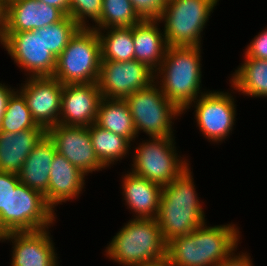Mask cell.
Masks as SVG:
<instances>
[{"instance_id": "cell-1", "label": "cell", "mask_w": 267, "mask_h": 266, "mask_svg": "<svg viewBox=\"0 0 267 266\" xmlns=\"http://www.w3.org/2000/svg\"><path fill=\"white\" fill-rule=\"evenodd\" d=\"M206 223L167 243L166 258L173 266H217L237 250L241 232L235 224Z\"/></svg>"}, {"instance_id": "cell-2", "label": "cell", "mask_w": 267, "mask_h": 266, "mask_svg": "<svg viewBox=\"0 0 267 266\" xmlns=\"http://www.w3.org/2000/svg\"><path fill=\"white\" fill-rule=\"evenodd\" d=\"M191 167L170 184L162 186L157 221L166 243L190 234L206 222L203 203L194 185Z\"/></svg>"}, {"instance_id": "cell-3", "label": "cell", "mask_w": 267, "mask_h": 266, "mask_svg": "<svg viewBox=\"0 0 267 266\" xmlns=\"http://www.w3.org/2000/svg\"><path fill=\"white\" fill-rule=\"evenodd\" d=\"M201 47L168 46L160 67L155 71V82L181 112L206 92L201 91Z\"/></svg>"}, {"instance_id": "cell-4", "label": "cell", "mask_w": 267, "mask_h": 266, "mask_svg": "<svg viewBox=\"0 0 267 266\" xmlns=\"http://www.w3.org/2000/svg\"><path fill=\"white\" fill-rule=\"evenodd\" d=\"M164 241L157 219L132 218L113 236L106 256L123 266H141L166 257Z\"/></svg>"}, {"instance_id": "cell-5", "label": "cell", "mask_w": 267, "mask_h": 266, "mask_svg": "<svg viewBox=\"0 0 267 266\" xmlns=\"http://www.w3.org/2000/svg\"><path fill=\"white\" fill-rule=\"evenodd\" d=\"M219 0H167L159 18L170 47L202 46V31Z\"/></svg>"}, {"instance_id": "cell-6", "label": "cell", "mask_w": 267, "mask_h": 266, "mask_svg": "<svg viewBox=\"0 0 267 266\" xmlns=\"http://www.w3.org/2000/svg\"><path fill=\"white\" fill-rule=\"evenodd\" d=\"M101 44L92 28H80L57 57L55 77L63 85L87 84L98 81Z\"/></svg>"}, {"instance_id": "cell-7", "label": "cell", "mask_w": 267, "mask_h": 266, "mask_svg": "<svg viewBox=\"0 0 267 266\" xmlns=\"http://www.w3.org/2000/svg\"><path fill=\"white\" fill-rule=\"evenodd\" d=\"M130 109L136 134L144 132L149 138L174 137L172 121L183 114L154 81L124 99Z\"/></svg>"}, {"instance_id": "cell-8", "label": "cell", "mask_w": 267, "mask_h": 266, "mask_svg": "<svg viewBox=\"0 0 267 266\" xmlns=\"http://www.w3.org/2000/svg\"><path fill=\"white\" fill-rule=\"evenodd\" d=\"M174 140V137H150L140 142L134 148L130 171L161 186L170 184L189 167V161L178 155Z\"/></svg>"}, {"instance_id": "cell-9", "label": "cell", "mask_w": 267, "mask_h": 266, "mask_svg": "<svg viewBox=\"0 0 267 266\" xmlns=\"http://www.w3.org/2000/svg\"><path fill=\"white\" fill-rule=\"evenodd\" d=\"M56 216L41 192L20 182L9 195L8 213H0V236L47 229L54 224Z\"/></svg>"}, {"instance_id": "cell-10", "label": "cell", "mask_w": 267, "mask_h": 266, "mask_svg": "<svg viewBox=\"0 0 267 266\" xmlns=\"http://www.w3.org/2000/svg\"><path fill=\"white\" fill-rule=\"evenodd\" d=\"M0 44L29 77L53 76L57 58L47 50L44 27L23 32H5Z\"/></svg>"}, {"instance_id": "cell-11", "label": "cell", "mask_w": 267, "mask_h": 266, "mask_svg": "<svg viewBox=\"0 0 267 266\" xmlns=\"http://www.w3.org/2000/svg\"><path fill=\"white\" fill-rule=\"evenodd\" d=\"M234 99L230 92L207 91L193 102L195 105L191 103L182 113L195 106V120L204 137L209 142L221 143L234 130Z\"/></svg>"}, {"instance_id": "cell-12", "label": "cell", "mask_w": 267, "mask_h": 266, "mask_svg": "<svg viewBox=\"0 0 267 266\" xmlns=\"http://www.w3.org/2000/svg\"><path fill=\"white\" fill-rule=\"evenodd\" d=\"M155 72L137 60L101 61L98 87L103 98L125 99L155 81Z\"/></svg>"}, {"instance_id": "cell-13", "label": "cell", "mask_w": 267, "mask_h": 266, "mask_svg": "<svg viewBox=\"0 0 267 266\" xmlns=\"http://www.w3.org/2000/svg\"><path fill=\"white\" fill-rule=\"evenodd\" d=\"M46 134L54 143L56 152L86 176L106 169L95 153L89 127L57 124L48 128Z\"/></svg>"}, {"instance_id": "cell-14", "label": "cell", "mask_w": 267, "mask_h": 266, "mask_svg": "<svg viewBox=\"0 0 267 266\" xmlns=\"http://www.w3.org/2000/svg\"><path fill=\"white\" fill-rule=\"evenodd\" d=\"M19 91L35 122L45 130L58 124L63 84L53 76L27 77Z\"/></svg>"}, {"instance_id": "cell-15", "label": "cell", "mask_w": 267, "mask_h": 266, "mask_svg": "<svg viewBox=\"0 0 267 266\" xmlns=\"http://www.w3.org/2000/svg\"><path fill=\"white\" fill-rule=\"evenodd\" d=\"M49 231L47 228L1 235L0 241L12 242L11 266H59Z\"/></svg>"}, {"instance_id": "cell-16", "label": "cell", "mask_w": 267, "mask_h": 266, "mask_svg": "<svg viewBox=\"0 0 267 266\" xmlns=\"http://www.w3.org/2000/svg\"><path fill=\"white\" fill-rule=\"evenodd\" d=\"M102 98L97 82L63 85L58 124L91 126Z\"/></svg>"}, {"instance_id": "cell-17", "label": "cell", "mask_w": 267, "mask_h": 266, "mask_svg": "<svg viewBox=\"0 0 267 266\" xmlns=\"http://www.w3.org/2000/svg\"><path fill=\"white\" fill-rule=\"evenodd\" d=\"M66 14L38 0H11L7 2L5 32L37 30L62 20Z\"/></svg>"}, {"instance_id": "cell-18", "label": "cell", "mask_w": 267, "mask_h": 266, "mask_svg": "<svg viewBox=\"0 0 267 266\" xmlns=\"http://www.w3.org/2000/svg\"><path fill=\"white\" fill-rule=\"evenodd\" d=\"M85 176L63 155L56 152L51 164L48 192L44 196L47 204L55 211L56 205L79 197L85 186Z\"/></svg>"}, {"instance_id": "cell-19", "label": "cell", "mask_w": 267, "mask_h": 266, "mask_svg": "<svg viewBox=\"0 0 267 266\" xmlns=\"http://www.w3.org/2000/svg\"><path fill=\"white\" fill-rule=\"evenodd\" d=\"M122 194L127 209L135 213L134 218L156 219L159 214L162 186L137 176L131 171L122 175Z\"/></svg>"}, {"instance_id": "cell-20", "label": "cell", "mask_w": 267, "mask_h": 266, "mask_svg": "<svg viewBox=\"0 0 267 266\" xmlns=\"http://www.w3.org/2000/svg\"><path fill=\"white\" fill-rule=\"evenodd\" d=\"M157 19H143L132 26L134 60L146 64L154 72L160 67L168 47Z\"/></svg>"}, {"instance_id": "cell-21", "label": "cell", "mask_w": 267, "mask_h": 266, "mask_svg": "<svg viewBox=\"0 0 267 266\" xmlns=\"http://www.w3.org/2000/svg\"><path fill=\"white\" fill-rule=\"evenodd\" d=\"M45 129H26L17 133L0 132V171L18 174Z\"/></svg>"}, {"instance_id": "cell-22", "label": "cell", "mask_w": 267, "mask_h": 266, "mask_svg": "<svg viewBox=\"0 0 267 266\" xmlns=\"http://www.w3.org/2000/svg\"><path fill=\"white\" fill-rule=\"evenodd\" d=\"M55 153L54 143L45 134L24 161L18 173L20 182L45 196L48 192L51 164Z\"/></svg>"}, {"instance_id": "cell-23", "label": "cell", "mask_w": 267, "mask_h": 266, "mask_svg": "<svg viewBox=\"0 0 267 266\" xmlns=\"http://www.w3.org/2000/svg\"><path fill=\"white\" fill-rule=\"evenodd\" d=\"M95 124L127 138L130 142L137 137L130 109L124 99L102 98Z\"/></svg>"}, {"instance_id": "cell-24", "label": "cell", "mask_w": 267, "mask_h": 266, "mask_svg": "<svg viewBox=\"0 0 267 266\" xmlns=\"http://www.w3.org/2000/svg\"><path fill=\"white\" fill-rule=\"evenodd\" d=\"M231 87L251 97H267V60L245 57L230 78Z\"/></svg>"}, {"instance_id": "cell-25", "label": "cell", "mask_w": 267, "mask_h": 266, "mask_svg": "<svg viewBox=\"0 0 267 266\" xmlns=\"http://www.w3.org/2000/svg\"><path fill=\"white\" fill-rule=\"evenodd\" d=\"M96 31L101 44V61L125 62L134 60L135 47L132 38V26L97 29Z\"/></svg>"}, {"instance_id": "cell-26", "label": "cell", "mask_w": 267, "mask_h": 266, "mask_svg": "<svg viewBox=\"0 0 267 266\" xmlns=\"http://www.w3.org/2000/svg\"><path fill=\"white\" fill-rule=\"evenodd\" d=\"M89 133L95 153L105 167L108 168L115 161L129 155L131 142L127 138L105 130L95 123L89 126Z\"/></svg>"}, {"instance_id": "cell-27", "label": "cell", "mask_w": 267, "mask_h": 266, "mask_svg": "<svg viewBox=\"0 0 267 266\" xmlns=\"http://www.w3.org/2000/svg\"><path fill=\"white\" fill-rule=\"evenodd\" d=\"M142 20L130 0H103L101 19L90 28L131 27Z\"/></svg>"}, {"instance_id": "cell-28", "label": "cell", "mask_w": 267, "mask_h": 266, "mask_svg": "<svg viewBox=\"0 0 267 266\" xmlns=\"http://www.w3.org/2000/svg\"><path fill=\"white\" fill-rule=\"evenodd\" d=\"M26 129H44L32 117L23 94L16 89L8 99L1 122L2 132L17 133Z\"/></svg>"}, {"instance_id": "cell-29", "label": "cell", "mask_w": 267, "mask_h": 266, "mask_svg": "<svg viewBox=\"0 0 267 266\" xmlns=\"http://www.w3.org/2000/svg\"><path fill=\"white\" fill-rule=\"evenodd\" d=\"M80 28L69 15L56 23L45 26L44 42L47 50L57 58Z\"/></svg>"}, {"instance_id": "cell-30", "label": "cell", "mask_w": 267, "mask_h": 266, "mask_svg": "<svg viewBox=\"0 0 267 266\" xmlns=\"http://www.w3.org/2000/svg\"><path fill=\"white\" fill-rule=\"evenodd\" d=\"M69 2V16L81 28H90V19L95 24L101 19L103 0H69Z\"/></svg>"}, {"instance_id": "cell-31", "label": "cell", "mask_w": 267, "mask_h": 266, "mask_svg": "<svg viewBox=\"0 0 267 266\" xmlns=\"http://www.w3.org/2000/svg\"><path fill=\"white\" fill-rule=\"evenodd\" d=\"M142 19H158L167 0H130Z\"/></svg>"}, {"instance_id": "cell-32", "label": "cell", "mask_w": 267, "mask_h": 266, "mask_svg": "<svg viewBox=\"0 0 267 266\" xmlns=\"http://www.w3.org/2000/svg\"><path fill=\"white\" fill-rule=\"evenodd\" d=\"M20 183L18 174L0 171V213H8V199Z\"/></svg>"}, {"instance_id": "cell-33", "label": "cell", "mask_w": 267, "mask_h": 266, "mask_svg": "<svg viewBox=\"0 0 267 266\" xmlns=\"http://www.w3.org/2000/svg\"><path fill=\"white\" fill-rule=\"evenodd\" d=\"M244 57L267 60V28L258 33L247 45Z\"/></svg>"}, {"instance_id": "cell-34", "label": "cell", "mask_w": 267, "mask_h": 266, "mask_svg": "<svg viewBox=\"0 0 267 266\" xmlns=\"http://www.w3.org/2000/svg\"><path fill=\"white\" fill-rule=\"evenodd\" d=\"M242 253V254H241ZM235 253V251L217 266H254L251 256L246 252Z\"/></svg>"}, {"instance_id": "cell-35", "label": "cell", "mask_w": 267, "mask_h": 266, "mask_svg": "<svg viewBox=\"0 0 267 266\" xmlns=\"http://www.w3.org/2000/svg\"><path fill=\"white\" fill-rule=\"evenodd\" d=\"M15 91V89L0 83V132H1V122L3 115L6 110L7 102L11 94Z\"/></svg>"}, {"instance_id": "cell-36", "label": "cell", "mask_w": 267, "mask_h": 266, "mask_svg": "<svg viewBox=\"0 0 267 266\" xmlns=\"http://www.w3.org/2000/svg\"><path fill=\"white\" fill-rule=\"evenodd\" d=\"M7 27V1L0 0V39L3 37Z\"/></svg>"}, {"instance_id": "cell-37", "label": "cell", "mask_w": 267, "mask_h": 266, "mask_svg": "<svg viewBox=\"0 0 267 266\" xmlns=\"http://www.w3.org/2000/svg\"><path fill=\"white\" fill-rule=\"evenodd\" d=\"M41 2H44L45 4L49 6L56 7L60 10H62L66 15H69V0H38Z\"/></svg>"}, {"instance_id": "cell-38", "label": "cell", "mask_w": 267, "mask_h": 266, "mask_svg": "<svg viewBox=\"0 0 267 266\" xmlns=\"http://www.w3.org/2000/svg\"><path fill=\"white\" fill-rule=\"evenodd\" d=\"M141 266H173L169 260L165 257L164 259L162 260H159V261H155V262H152V263H147V264H144V265H141Z\"/></svg>"}]
</instances>
